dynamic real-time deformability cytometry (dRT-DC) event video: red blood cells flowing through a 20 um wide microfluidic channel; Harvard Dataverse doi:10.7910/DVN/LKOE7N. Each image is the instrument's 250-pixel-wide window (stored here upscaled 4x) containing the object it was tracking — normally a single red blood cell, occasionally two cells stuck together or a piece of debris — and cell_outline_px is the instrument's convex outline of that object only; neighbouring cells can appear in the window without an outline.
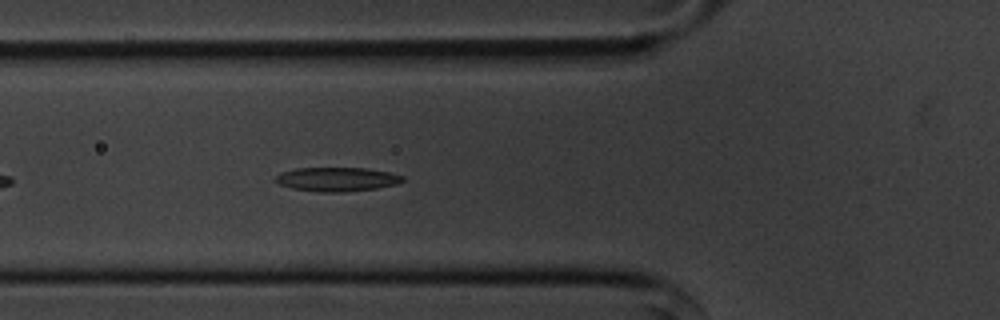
{"species": "common noctule bat (a hibernating species)", "species_latin": "Nyctalus noctula", "temperature_condition": "cold", "stored_images_in_passage": 44, "camera_frame_rate_fps": 3000, "um_per_image_px": 0.085, "animal": {"sex": "male", "body_mass_g": 20.1, "forearm_length_mm": 53.5}, "frame": {"image": 1, "passage_image": 8, "time_ms": 2.333, "image_size_px": [1000, 320], "cell_outline_px": [[404, 180], [396, 184], [376, 188], [344, 192], [320, 192], [292, 188], [280, 184], [276, 180], [276, 176], [280, 172], [296, 168], [368, 168], [388, 172], [404, 176]], "centroid_in_image_um": [28.64, 15.23], "position_along_channel_um": 97.2, "area_um2": 17.69}}
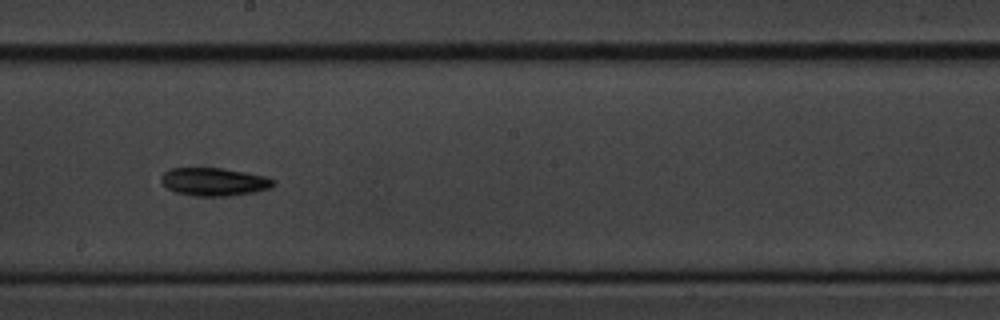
{"frame": {"image": 2, "passage_image": 19, "time_ms": 6.0, "image_size_px": [1000, 320], "cell_outline_px": [[276, 184], [268, 188], [252, 192], [228, 196], [196, 196], [176, 192], [168, 188], [160, 180], [160, 176], [168, 168], [220, 168], [244, 172], [264, 176], [276, 180]], "centroid_in_image_um": [18.17, 15.44], "position_along_channel_um": 230.0, "area_um2": 18.21}}
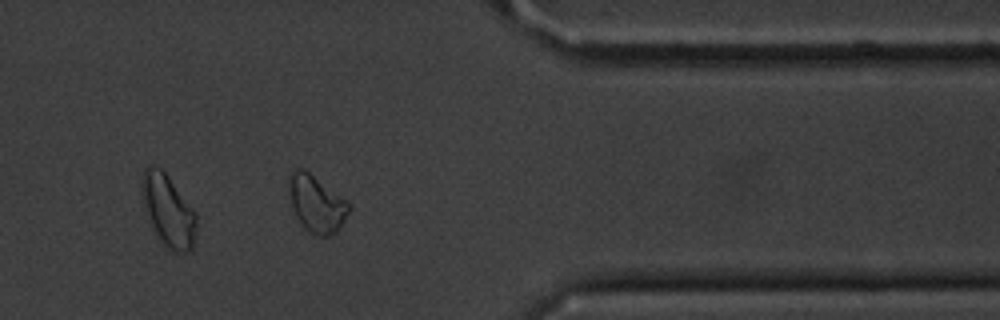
{"frame": {"image": 3, "passage_image": 33, "time_ms": 10.667, "image_size_px": [1000, 320], "cell_outline_px": [[352, 208], [336, 232], [328, 236], [320, 236], [308, 232], [304, 228], [296, 216], [288, 192], [288, 172], [296, 168], [304, 168], [352, 204]], "centroid_in_image_um": [26.89, 17.29], "position_along_channel_um": 384.5, "area_um2": 20.11}}